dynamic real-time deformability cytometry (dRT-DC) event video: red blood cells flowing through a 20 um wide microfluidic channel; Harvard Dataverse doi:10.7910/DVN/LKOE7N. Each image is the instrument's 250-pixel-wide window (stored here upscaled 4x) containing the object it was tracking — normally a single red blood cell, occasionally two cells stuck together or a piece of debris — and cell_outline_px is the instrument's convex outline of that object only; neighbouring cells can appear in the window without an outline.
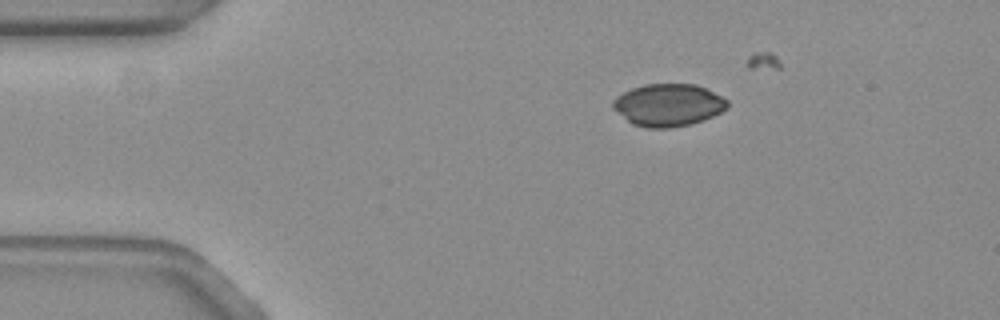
{"species": "common noctule bat (a hibernating species)", "species_latin": "Nyctalus noctula", "temperature_condition": "warm", "stored_images_in_passage": 12, "camera_frame_rate_fps": 3000, "um_per_image_px": 0.085, "animal": {"sex": "female", "body_mass_g": 19.3, "forearm_length_mm": 54.1}, "frame": {"image": 1, "passage_image": 1, "time_ms": 0.0, "image_size_px": [1000, 320], "cell_outline_px": [[728, 108], [704, 120], [692, 124], [668, 128], [644, 128], [632, 124], [616, 112], [612, 108], [612, 100], [616, 96], [632, 88], [644, 84], [696, 84], [728, 100]], "centroid_in_image_um": [56.77, 8.94], "position_along_channel_um": 28.2, "area_um2": 28.38}}
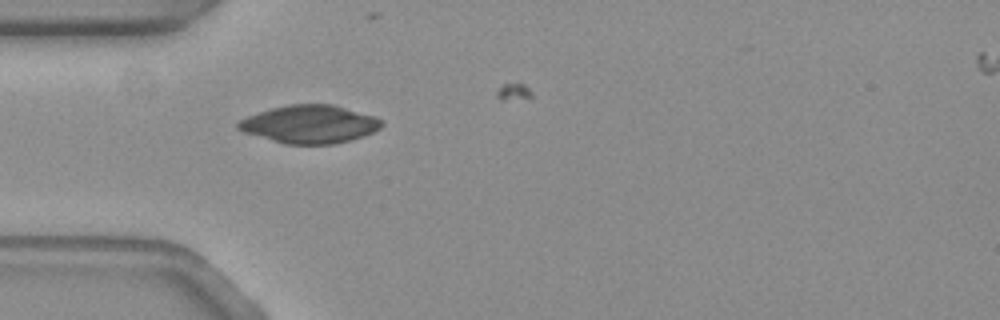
{"frame": {"image": 2, "passage_image": 8, "time_ms": 2.333, "image_size_px": [1000, 320], "cell_outline_px": [[384, 124], [380, 128], [372, 132], [352, 140], [332, 144], [284, 144], [244, 132], [236, 128], [236, 124], [240, 120], [248, 116], [272, 108], [288, 104], [332, 104], [376, 116], [384, 120]], "centroid_in_image_um": [26.35, 10.55], "position_along_channel_um": 58.6, "area_um2": 31.79}}